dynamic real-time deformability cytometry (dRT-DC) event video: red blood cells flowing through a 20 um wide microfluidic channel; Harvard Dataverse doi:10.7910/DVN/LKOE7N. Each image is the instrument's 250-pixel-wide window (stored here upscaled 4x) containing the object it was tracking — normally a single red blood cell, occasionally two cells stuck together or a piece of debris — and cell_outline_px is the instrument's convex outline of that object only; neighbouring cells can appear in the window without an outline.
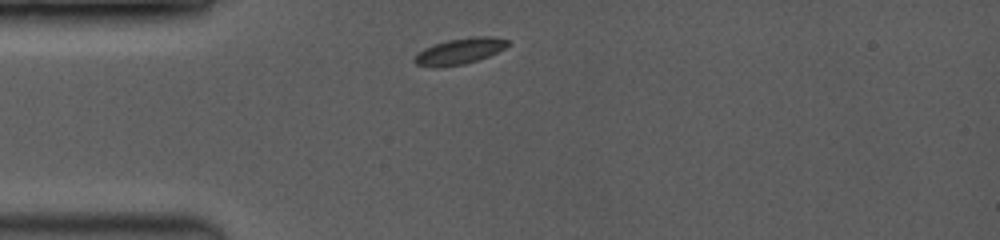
{"species": "common noctule bat (a hibernating species)", "species_latin": "Nyctalus noctula", "temperature_condition": "room temperature", "stored_images_in_passage": 18, "camera_frame_rate_fps": 3500, "um_per_image_px": 0.085, "animal": {"sex": "female", "body_mass_g": 19.0, "forearm_length_mm": 53.3}, "frame": {"image": 1, "passage_image": 1, "time_ms": 0.0, "image_size_px": [1000, 240], "cell_outline_px": [[508, 44], [504, 48], [488, 56], [464, 64], [416, 64], [412, 60], [424, 48], [432, 44], [448, 40], [476, 36], [492, 36], [508, 40]], "centroid_in_image_um": [39.13, 4.29], "position_along_channel_um": 45.9, "area_um2": 13.29}}
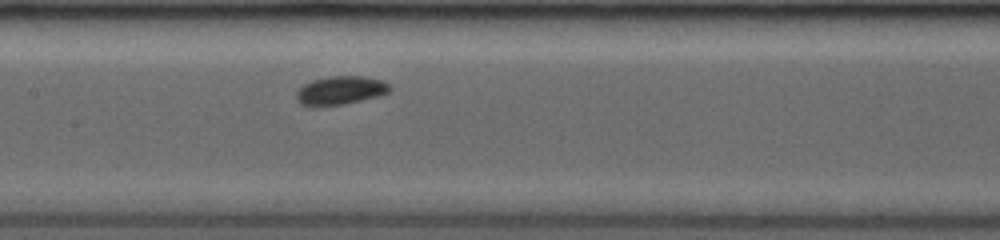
{"frame": {"image": 2, "passage_image": 8, "time_ms": 3.714, "image_size_px": [1000, 240], "cell_outline_px": [[392, 88], [388, 92], [380, 96], [344, 104], [316, 108], [300, 104], [296, 100], [296, 92], [304, 84], [312, 80], [328, 76], [364, 76], [380, 80], [388, 84]], "centroid_in_image_um": [28.9, 7.71], "position_along_channel_um": 178.5, "area_um2": 15.84}}
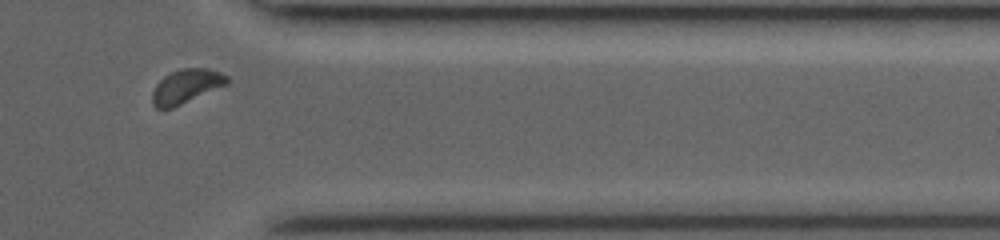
{"frame": {"image": 3, "passage_image": 16, "time_ms": 9.143, "image_size_px": [1000, 240], "cell_outline_px": [[228, 84], [172, 108], [156, 108], [152, 104], [152, 92], [156, 84], [164, 76], [180, 68], [208, 68], [220, 72], [228, 76]], "centroid_in_image_um": [15.82, 7.33], "position_along_channel_um": 395.6, "area_um2": 14.8}, "authors_computed_cell_mechanics": {"area_um2": 14.5945, "velocity_mm_per_s": 4.008, "shape_relaxation_time_tau1_ms": 0.5564, "shape_relaxation_time_tau2_ms": null, "deformation_change_tau1": 0.0984, "deformation_change_tau2": null}}